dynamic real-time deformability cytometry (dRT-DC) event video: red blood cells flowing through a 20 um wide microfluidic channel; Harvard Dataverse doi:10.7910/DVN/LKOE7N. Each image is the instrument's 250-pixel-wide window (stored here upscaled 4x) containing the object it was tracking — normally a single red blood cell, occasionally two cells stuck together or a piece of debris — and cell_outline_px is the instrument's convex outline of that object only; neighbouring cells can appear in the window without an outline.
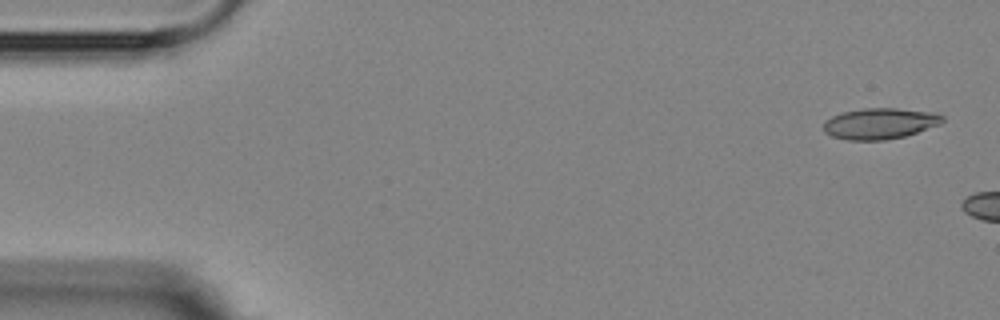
{"species": "Egyptian fruit bat (a non-hibernating species)", "species_latin": "Rousettus aegyptiacus", "temperature_condition": "room temperature", "stored_images_in_passage": 4, "camera_frame_rate_fps": 3000, "um_per_image_px": 0.085, "animal": {"sex": "female"}, "frame": {"image": 1, "passage_image": 1, "time_ms": 0.0, "image_size_px": [1000, 320], "cell_outline_px": [[944, 120], [940, 124], [904, 136], [884, 140], [848, 140], [832, 136], [824, 132], [824, 120], [832, 116], [844, 112], [864, 108], [896, 108], [936, 112], [944, 116]], "centroid_in_image_um": [74.79, 10.49], "position_along_channel_um": 10.2, "area_um2": 21.44}}